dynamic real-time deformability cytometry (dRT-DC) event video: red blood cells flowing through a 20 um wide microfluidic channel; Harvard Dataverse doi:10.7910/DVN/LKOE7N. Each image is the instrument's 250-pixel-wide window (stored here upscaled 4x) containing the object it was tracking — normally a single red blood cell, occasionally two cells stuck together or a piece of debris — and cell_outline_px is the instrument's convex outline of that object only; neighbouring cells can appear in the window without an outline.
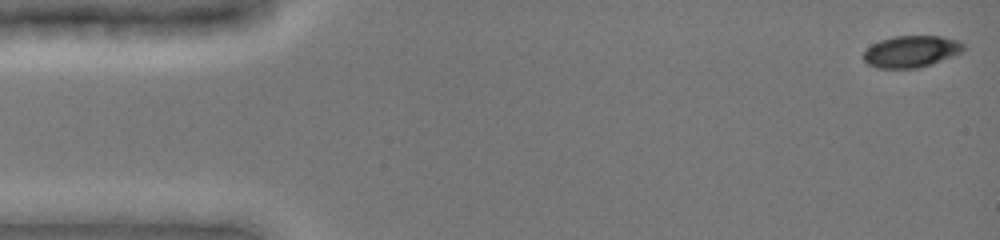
{"species": "common noctule bat (a hibernating species)", "species_latin": "Nyctalus noctula", "temperature_condition": "cold", "stored_images_in_passage": 48, "camera_frame_rate_fps": 3000, "um_per_image_px": 0.085, "animal": {"sex": "female", "body_mass_g": 19.0, "forearm_length_mm": 51.5}, "frame": {"image": 1, "passage_image": 1, "time_ms": 0.0, "image_size_px": [1000, 240], "cell_outline_px": [[964, 48], [960, 52], [952, 56], [932, 64], [916, 68], [876, 68], [868, 64], [864, 60], [864, 52], [872, 44], [880, 40], [892, 36], [940, 36], [960, 40], [964, 44]], "centroid_in_image_um": [77.45, 4.37], "position_along_channel_um": 7.5, "area_um2": 18.44}}
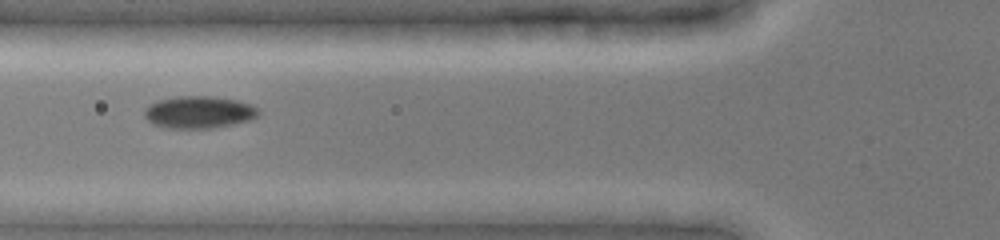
{"frame": {"image": 2, "passage_image": 17, "time_ms": 5.667, "image_size_px": [1000, 240], "cell_outline_px": [[260, 112], [252, 120], [212, 128], [164, 128], [152, 124], [144, 116], [144, 108], [160, 100], [176, 96], [212, 96], [236, 100], [252, 104]], "centroid_in_image_um": [16.9, 9.54], "position_along_channel_um": 108.9, "area_um2": 21.44}}
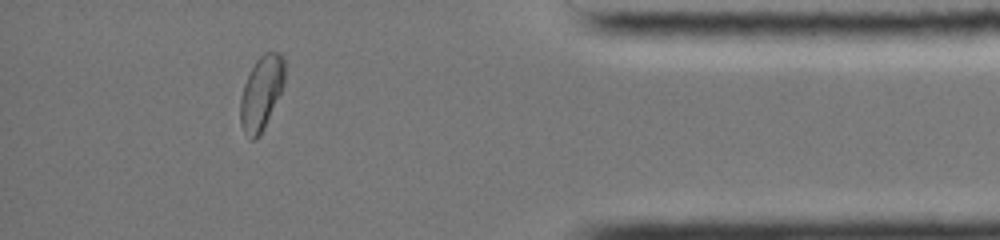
{"frame": {"image": 3, "passage_image": 43, "time_ms": 14.0, "image_size_px": [1000, 240], "cell_outline_px": [[284, 80], [280, 92], [264, 128], [256, 140], [252, 140], [244, 132], [240, 124], [240, 100], [244, 84], [256, 60], [264, 52], [280, 52], [284, 56]], "centroid_in_image_um": [22.2, 7.89], "position_along_channel_um": 413.0, "area_um2": 18.84}, "authors_computed_cell_mechanics": {"area_um2": 19.1896, "velocity_mm_per_s": 3.9529, "shape_relaxation_time_tau1_ms": 5.5235, "shape_relaxation_time_tau2_ms": 1.8977, "deformation_change_tau1": 0.1206, "deformation_change_tau2": 0.0275}}